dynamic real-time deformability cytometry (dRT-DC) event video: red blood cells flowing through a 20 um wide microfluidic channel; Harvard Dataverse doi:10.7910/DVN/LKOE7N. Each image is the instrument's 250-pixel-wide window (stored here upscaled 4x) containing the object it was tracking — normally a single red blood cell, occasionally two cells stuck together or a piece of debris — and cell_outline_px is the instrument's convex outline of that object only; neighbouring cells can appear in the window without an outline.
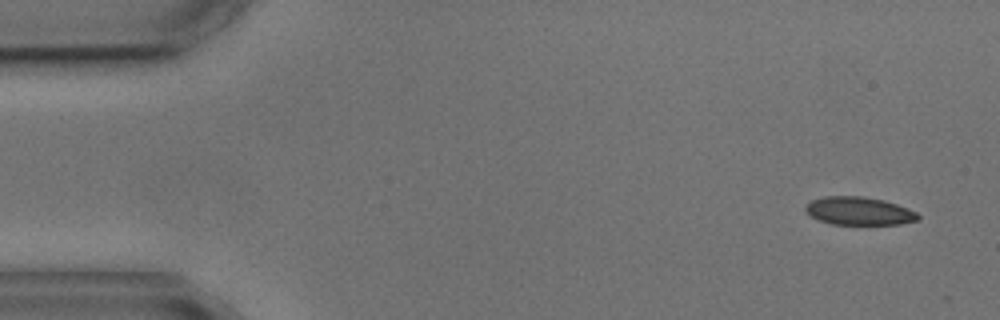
{"species": "common noctule bat (a hibernating species)", "species_latin": "Nyctalus noctula", "temperature_condition": "cold", "stored_images_in_passage": 3, "camera_frame_rate_fps": 3000, "um_per_image_px": 0.085, "animal": {"sex": "male", "body_mass_g": 17.9, "forearm_length_mm": 54.2}, "frame": {"image": 1, "passage_image": 1, "time_ms": 0.0, "image_size_px": [1000, 320], "cell_outline_px": [[920, 220], [900, 224], [832, 224], [820, 220], [812, 216], [804, 208], [812, 200], [824, 196], [864, 196], [884, 200], [908, 208], [916, 212], [920, 216]], "centroid_in_image_um": [73.06, 17.93], "position_along_channel_um": 11.9, "area_um2": 18.32}}
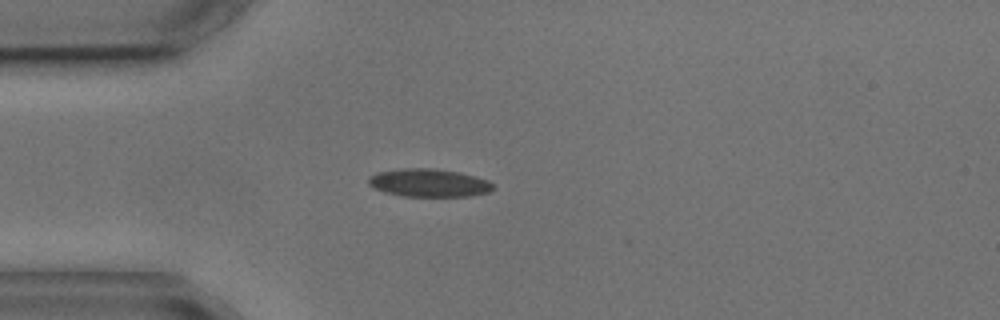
{"frame": {"image": 2, "passage_image": 3, "time_ms": 3.667, "image_size_px": [1000, 320], "cell_outline_px": [[496, 188], [488, 192], [472, 196], [400, 196], [384, 192], [368, 184], [368, 176], [380, 172], [400, 168], [432, 168], [460, 172], [476, 176], [488, 180]], "centroid_in_image_um": [36.48, 15.54], "position_along_channel_um": 48.5, "area_um2": 20.46}}